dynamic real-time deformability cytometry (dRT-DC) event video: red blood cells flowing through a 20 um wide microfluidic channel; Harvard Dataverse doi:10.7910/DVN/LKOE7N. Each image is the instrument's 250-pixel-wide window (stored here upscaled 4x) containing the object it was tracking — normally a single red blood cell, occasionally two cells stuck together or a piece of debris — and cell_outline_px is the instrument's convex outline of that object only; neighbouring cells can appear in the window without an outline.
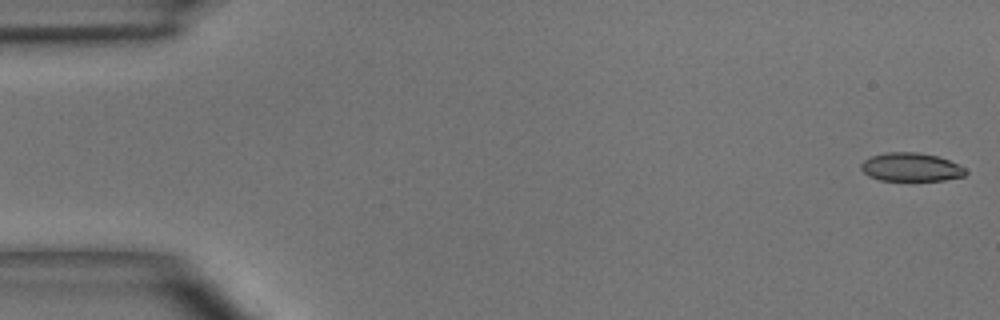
{"species": "common noctule bat (a hibernating species)", "species_latin": "Nyctalus noctula", "temperature_condition": "room temperature", "stored_images_in_passage": 50, "camera_frame_rate_fps": 3000, "um_per_image_px": 0.085, "animal": {"sex": "male", "body_mass_g": 15.6}, "frame": {"image": 1, "passage_image": 1, "time_ms": 0.0, "image_size_px": [1000, 320], "cell_outline_px": [[968, 172], [964, 176], [944, 180], [880, 180], [868, 176], [860, 168], [860, 164], [864, 160], [872, 156], [884, 152], [916, 152], [936, 156], [948, 160], [964, 168]], "centroid_in_image_um": [77.4, 14.2], "position_along_channel_um": 7.6, "area_um2": 17.22}}
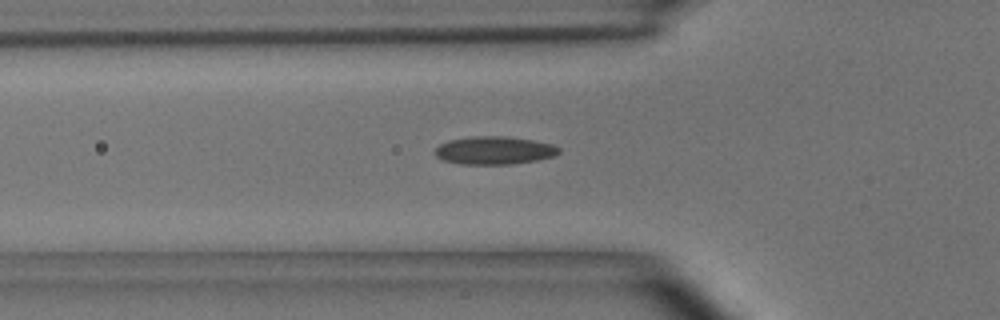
{"frame": {"image": 2, "passage_image": 17, "time_ms": 5.333, "image_size_px": [1000, 320], "cell_outline_px": [[560, 152], [552, 156], [536, 160], [512, 164], [460, 164], [444, 160], [436, 156], [432, 152], [440, 144], [448, 140], [472, 136], [508, 136], [532, 140], [552, 144], [560, 148]], "centroid_in_image_um": [41.98, 12.78], "position_along_channel_um": 83.8, "area_um2": 20.23}}
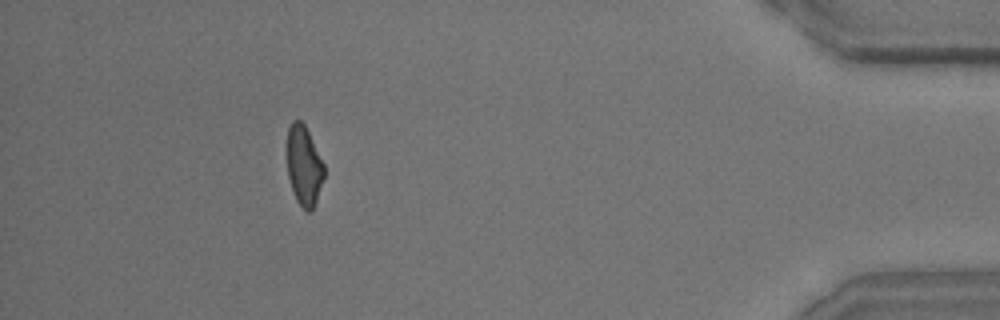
{"frame": {"image": 3, "passage_image": 46, "time_ms": 15.0, "image_size_px": [1000, 320], "cell_outline_px": [[324, 176], [312, 212], [308, 212], [296, 200], [292, 192], [288, 176], [288, 128], [292, 120], [300, 120], [304, 124], [324, 164]], "centroid_in_image_um": [25.83, 14.1], "position_along_channel_um": 409.4, "area_um2": 16.94}, "authors_computed_cell_mechanics": {"area_um2": 18.6405, "velocity_mm_per_s": 3.9348, "shape_relaxation_time_tau1_ms": 4.8334, "shape_relaxation_time_tau2_ms": 1.9775, "deformation_change_tau1": 0.1596, "deformation_change_tau2": 0.0848}}